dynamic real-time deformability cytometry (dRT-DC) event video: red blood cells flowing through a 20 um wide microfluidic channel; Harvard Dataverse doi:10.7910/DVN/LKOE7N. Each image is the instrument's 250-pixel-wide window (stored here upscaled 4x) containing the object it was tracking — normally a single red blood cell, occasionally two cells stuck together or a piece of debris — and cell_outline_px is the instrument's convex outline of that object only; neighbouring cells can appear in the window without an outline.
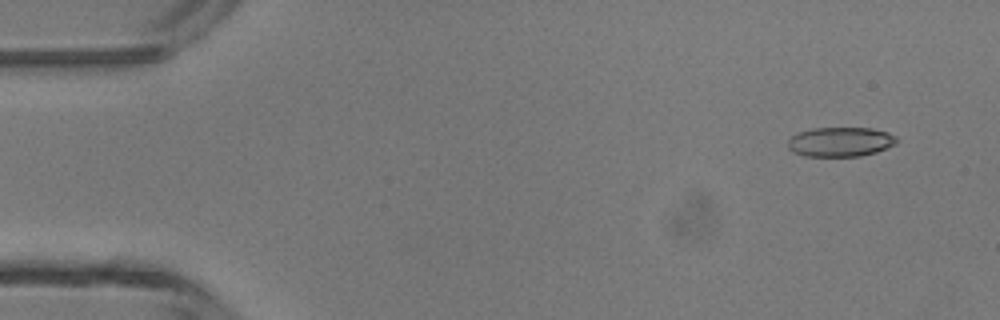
{"species": "common noctule bat (a hibernating species)", "species_latin": "Nyctalus noctula", "temperature_condition": "room temperature", "stored_images_in_passage": 45, "camera_frame_rate_fps": 3000, "um_per_image_px": 0.085, "animal": {"sex": "male", "body_mass_g": 13.3}, "frame": {"image": 1, "passage_image": 1, "time_ms": 0.0, "image_size_px": [1000, 320], "cell_outline_px": [[896, 144], [876, 152], [860, 156], [804, 156], [792, 152], [788, 148], [788, 140], [796, 132], [812, 128], [872, 128], [888, 132], [896, 136]], "centroid_in_image_um": [71.41, 12.05], "position_along_channel_um": 13.6, "area_um2": 18.84}}
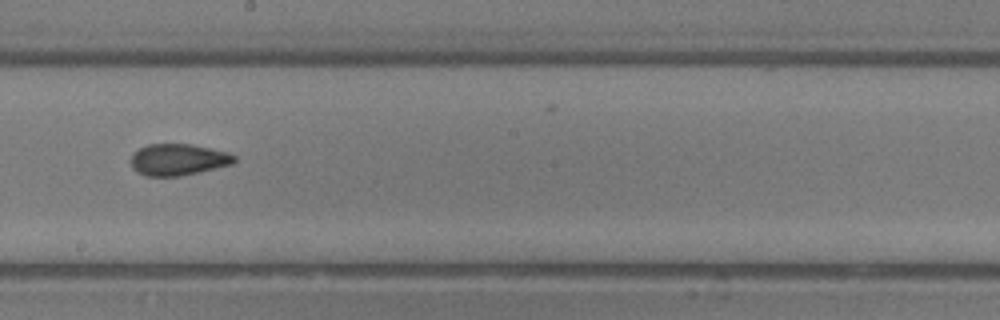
{"frame": {"image": 2, "passage_image": 24, "time_ms": 7.667, "image_size_px": [1000, 320], "cell_outline_px": [[236, 160], [232, 164], [180, 176], [148, 176], [136, 172], [132, 168], [132, 152], [148, 144], [192, 144], [228, 152], [236, 156]], "centroid_in_image_um": [15.13, 13.56], "position_along_channel_um": 233.1, "area_um2": 18.96}}
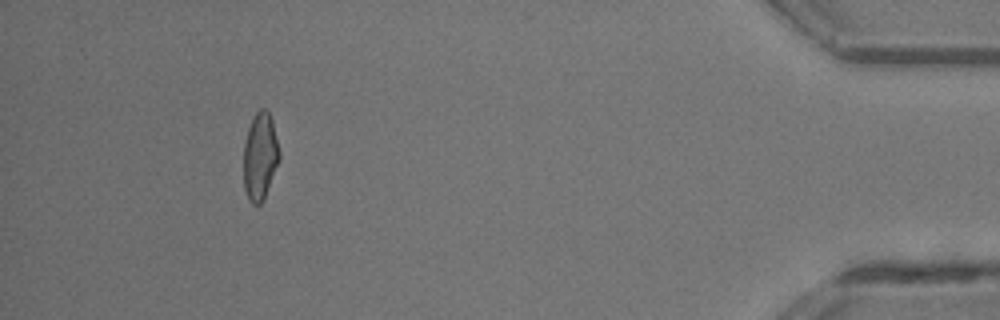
{"frame": {"image": 3, "passage_image": 41, "time_ms": 13.333, "image_size_px": [1000, 320], "cell_outline_px": [[280, 160], [264, 200], [260, 204], [252, 204], [248, 200], [244, 188], [244, 144], [248, 128], [256, 112], [260, 108], [264, 108], [268, 112], [272, 120], [280, 152]], "centroid_in_image_um": [22.11, 13.32], "position_along_channel_um": 413.1, "area_um2": 18.32}, "authors_computed_cell_mechanics": {"area_um2": 19.1318, "velocity_mm_per_s": 4.3694, "shape_relaxation_time_tau1_ms": 4.939, "shape_relaxation_time_tau2_ms": 1.8142, "deformation_change_tau1": 0.1312, "deformation_change_tau2": 0.0805}}